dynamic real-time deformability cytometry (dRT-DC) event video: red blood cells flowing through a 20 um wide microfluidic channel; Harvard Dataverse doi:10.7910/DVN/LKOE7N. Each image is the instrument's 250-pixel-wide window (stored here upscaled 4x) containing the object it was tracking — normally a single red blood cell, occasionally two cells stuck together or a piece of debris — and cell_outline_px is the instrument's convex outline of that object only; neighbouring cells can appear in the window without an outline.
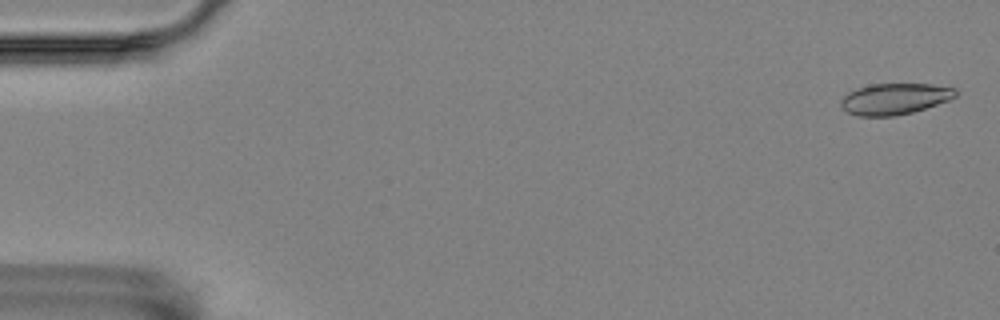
{"species": "Egyptian fruit bat (a non-hibernating species)", "species_latin": "Rousettus aegyptiacus", "temperature_condition": "room temperature", "stored_images_in_passage": 45, "camera_frame_rate_fps": 3000, "um_per_image_px": 0.085, "animal": {"sex": "female"}, "frame": {"image": 1, "passage_image": 1, "time_ms": 0.0, "image_size_px": [1000, 320], "cell_outline_px": [[956, 96], [948, 100], [912, 112], [896, 116], [856, 116], [840, 108], [840, 100], [848, 92], [868, 84], [932, 84], [956, 88]], "centroid_in_image_um": [76.0, 8.4], "position_along_channel_um": 9.0, "area_um2": 20.87}}
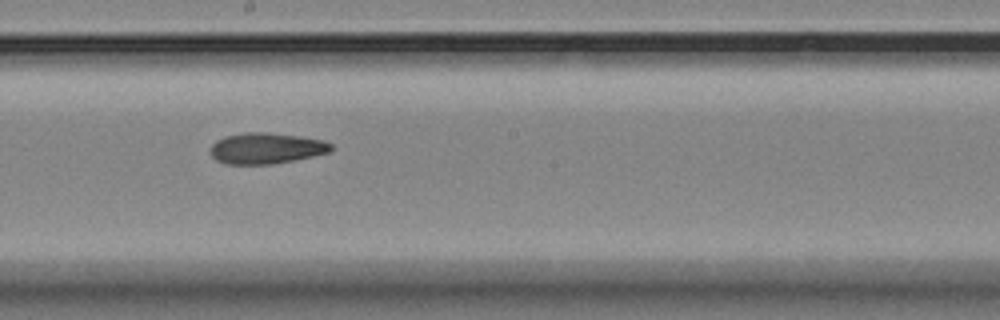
{"frame": {"image": 2, "passage_image": 31, "time_ms": 10.0, "image_size_px": [1000, 320], "cell_outline_px": [[332, 148], [328, 152], [312, 156], [272, 164], [228, 164], [216, 160], [212, 156], [208, 148], [216, 140], [224, 136], [244, 132], [268, 132], [300, 136], [324, 140], [332, 144]], "centroid_in_image_um": [22.58, 12.59], "position_along_channel_um": 225.6, "area_um2": 21.85}}
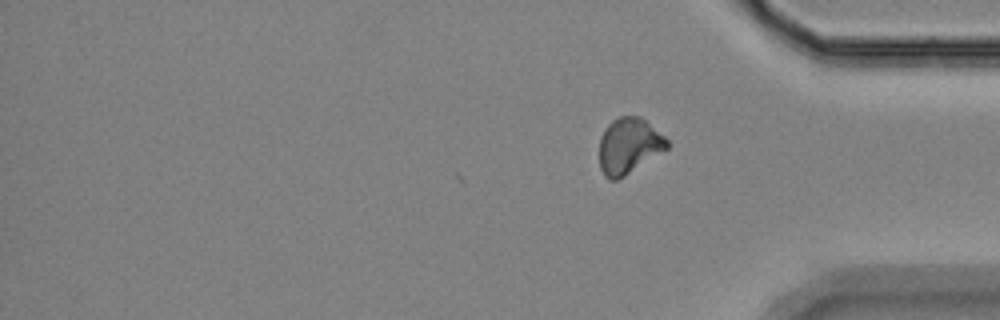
{"frame": {"image": 3, "passage_image": 45, "time_ms": 14.667, "image_size_px": [1000, 320], "cell_outline_px": [[668, 148], [624, 176], [616, 180], [608, 180], [604, 176], [600, 168], [600, 136], [604, 128], [612, 120], [620, 116], [640, 116], [664, 136], [668, 140]], "centroid_in_image_um": [53.43, 12.39], "position_along_channel_um": 381.8, "area_um2": 21.91}, "authors_computed_cell_mechanics": {"area_um2": 21.8484, "velocity_mm_per_s": 3.5155, "shape_relaxation_time_tau1_ms": 5.6479, "shape_relaxation_time_tau2_ms": 10.2339, "deformation_change_tau1": 0.1124, "deformation_change_tau2": 0.1683}}